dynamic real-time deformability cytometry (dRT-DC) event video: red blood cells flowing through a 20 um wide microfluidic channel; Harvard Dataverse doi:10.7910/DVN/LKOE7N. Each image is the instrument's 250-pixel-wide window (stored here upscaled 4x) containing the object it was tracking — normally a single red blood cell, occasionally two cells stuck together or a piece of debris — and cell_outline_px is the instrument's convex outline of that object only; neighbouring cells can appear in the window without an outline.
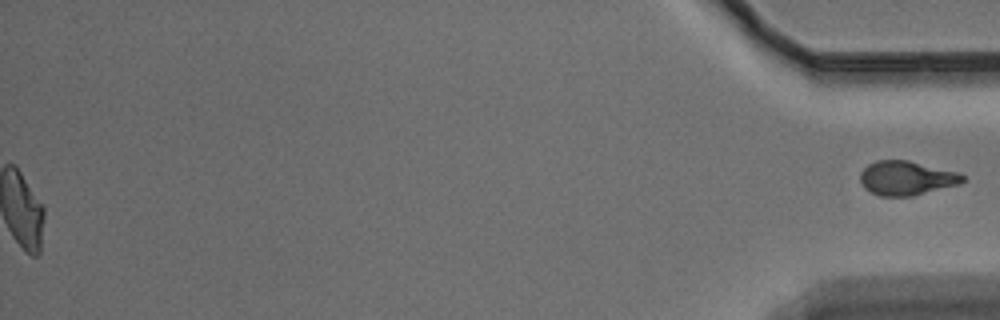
{"species": "Egyptian fruit bat (a non-hibernating species)", "species_latin": "Rousettus aegyptiacus", "temperature_condition": "warm", "stored_images_in_passage": 51, "segment_of_instrument_passage": [2, 2], "camera_frame_rate_fps": 3000, "um_per_image_px": 0.085, "animal": {"sex": "male"}, "frame": {"image": 1, "passage_image": 51, "time_ms": 16.667, "image_size_px": [1000, 320], "cell_outline_px": [[964, 180], [960, 184], [912, 196], [880, 196], [864, 188], [860, 184], [860, 172], [868, 164], [876, 160], [908, 160], [960, 172], [964, 176]], "centroid_in_image_um": [77.05, 15.13], "position_along_channel_um": 358.2, "area_um2": 20.58}}